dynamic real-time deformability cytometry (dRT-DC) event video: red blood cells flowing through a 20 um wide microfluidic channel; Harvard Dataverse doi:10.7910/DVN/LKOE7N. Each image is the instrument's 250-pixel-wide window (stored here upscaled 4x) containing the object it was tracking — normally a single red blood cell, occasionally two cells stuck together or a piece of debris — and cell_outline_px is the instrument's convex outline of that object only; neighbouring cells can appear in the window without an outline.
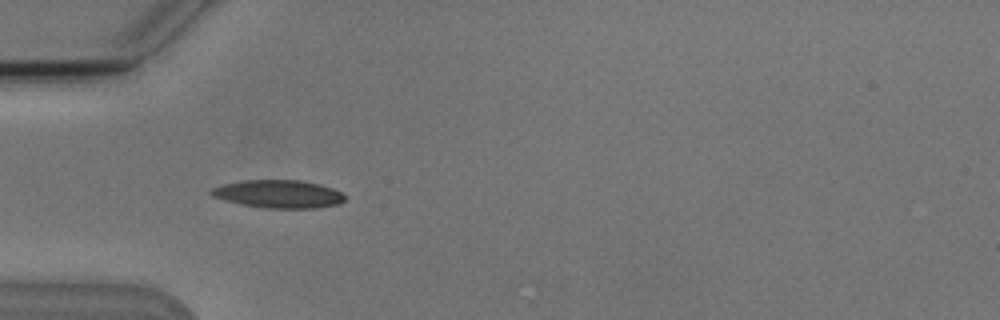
{"species": "Egyptian fruit bat (a non-hibernating species)", "species_latin": "Rousettus aegyptiacus", "temperature_condition": "cold", "stored_images_in_passage": 5, "camera_frame_rate_fps": 3000, "um_per_image_px": 0.085, "animal": {"sex": "male"}, "frame": {"image": 1, "passage_image": 4, "time_ms": 4.333, "image_size_px": [1000, 320], "cell_outline_px": [[344, 200], [340, 204], [316, 208], [264, 208], [240, 204], [224, 200], [212, 196], [208, 192], [212, 188], [224, 184], [244, 180], [300, 180], [320, 184], [332, 188], [340, 192], [344, 196]], "centroid_in_image_um": [23.66, 16.49], "position_along_channel_um": 61.3, "area_um2": 21.79}}